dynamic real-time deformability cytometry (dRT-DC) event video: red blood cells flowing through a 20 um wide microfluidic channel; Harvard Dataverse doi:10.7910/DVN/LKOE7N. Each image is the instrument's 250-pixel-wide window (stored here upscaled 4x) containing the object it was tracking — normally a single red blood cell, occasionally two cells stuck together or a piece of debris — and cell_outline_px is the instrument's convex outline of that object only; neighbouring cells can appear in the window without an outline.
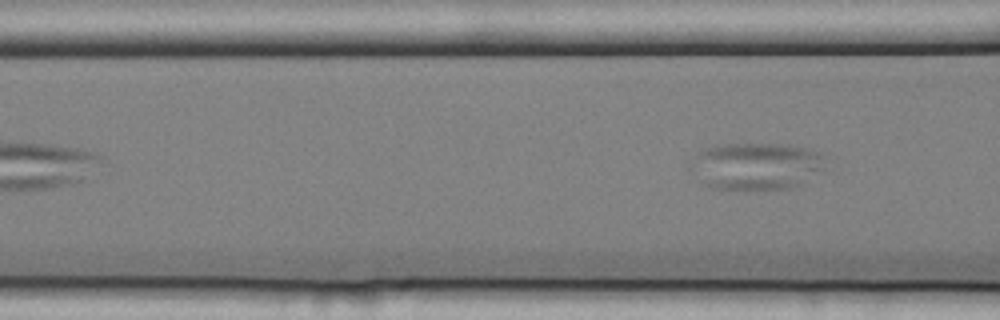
{"species": "common noctule bat (a hibernating species)", "species_latin": "Nyctalus noctula", "temperature_condition": "cold", "stored_images_in_passage": 4, "camera_frame_rate_fps": 3000, "um_per_image_px": 0.085, "animal": {"sex": "female", "body_mass_g": 25.1}, "frame": {"image": 1, "passage_image": 4, "time_ms": 1.0, "image_size_px": [1000, 320], "cell_outline_px": [[828, 172], [792, 188], [712, 188], [704, 184], [688, 168], [696, 152], [704, 148], [716, 144], [788, 144], [808, 148], [820, 152], [828, 156]], "centroid_in_image_um": [64.39, 14.09], "position_along_channel_um": 102.2, "area_um2": 38.09}}